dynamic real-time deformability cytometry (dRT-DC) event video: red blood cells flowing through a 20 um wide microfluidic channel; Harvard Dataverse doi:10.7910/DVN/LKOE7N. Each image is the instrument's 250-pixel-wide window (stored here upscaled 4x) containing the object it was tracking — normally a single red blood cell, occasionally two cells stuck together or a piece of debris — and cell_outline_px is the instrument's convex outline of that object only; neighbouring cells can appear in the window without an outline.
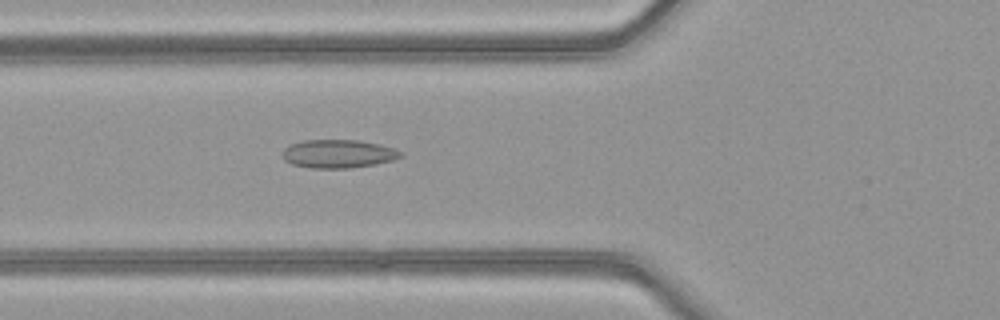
{"species": "common noctule bat (a hibernating species)", "species_latin": "Nyctalus noctula", "temperature_condition": "warm", "stored_images_in_passage": 44, "camera_frame_rate_fps": 3000, "um_per_image_px": 0.085, "animal": {"sex": "female", "body_mass_g": 21.9}, "frame": {"image": 1, "passage_image": 12, "time_ms": 3.667, "image_size_px": [1000, 320], "cell_outline_px": [[404, 156], [392, 160], [376, 164], [348, 168], [312, 168], [292, 164], [284, 160], [280, 152], [284, 148], [292, 144], [304, 140], [356, 140], [396, 148]], "centroid_in_image_um": [28.72, 13.07], "position_along_channel_um": 97.1, "area_um2": 19.48}}
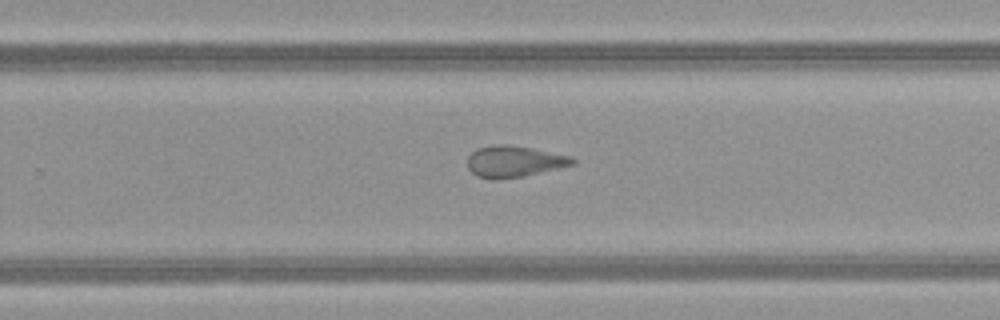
{"frame": {"image": 2, "passage_image": 26, "time_ms": 8.333, "image_size_px": [1000, 320], "cell_outline_px": [[576, 164], [524, 176], [496, 180], [492, 180], [476, 176], [468, 168], [468, 156], [476, 148], [496, 144], [508, 144], [532, 148], [568, 156], [576, 160]], "centroid_in_image_um": [43.66, 13.73], "position_along_channel_um": 286.1, "area_um2": 19.25}}
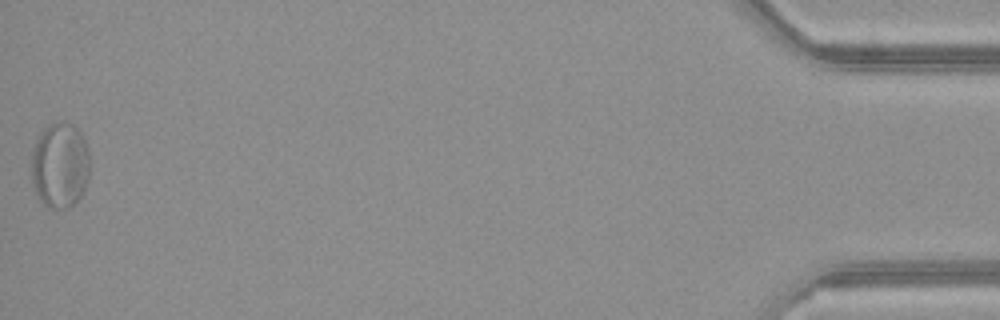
{"frame": {"image": 3, "passage_image": 44, "time_ms": 14.333, "image_size_px": [1000, 320], "cell_outline_px": [[88, 180], [80, 196], [68, 208], [48, 208], [40, 200], [36, 192], [32, 180], [32, 152], [36, 140], [40, 132], [52, 124], [60, 120], [64, 120], [72, 124], [80, 132], [84, 140], [88, 152]], "centroid_in_image_um": [5.08, 14.03], "position_along_channel_um": 430.1, "area_um2": 28.9}, "authors_computed_cell_mechanics": {"area_um2": 20.3167, "velocity_mm_per_s": 4.0325, "shape_relaxation_time_tau1_ms": null, "shape_relaxation_time_tau2_ms": 1.799, "deformation_change_tau1": null, "deformation_change_tau2": 0.09}}